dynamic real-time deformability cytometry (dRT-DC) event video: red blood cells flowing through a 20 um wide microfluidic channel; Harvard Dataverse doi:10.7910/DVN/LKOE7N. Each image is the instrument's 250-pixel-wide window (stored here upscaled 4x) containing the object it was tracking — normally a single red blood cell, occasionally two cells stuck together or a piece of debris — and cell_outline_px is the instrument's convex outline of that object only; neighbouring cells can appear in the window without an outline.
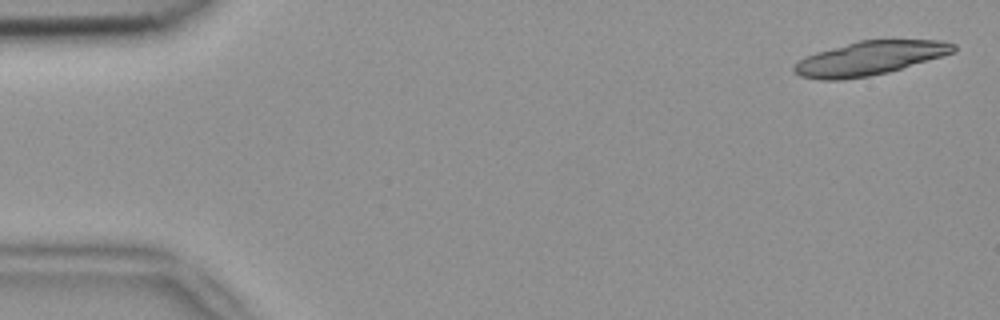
{"species": "common noctule bat (a hibernating species)", "species_latin": "Nyctalus noctula", "temperature_condition": "room temperature", "stored_images_in_passage": 3, "camera_frame_rate_fps": 3000, "um_per_image_px": 0.085, "animal": {"sex": "female", "body_mass_g": 18.4}, "frame": {"image": 1, "passage_image": 1, "time_ms": 0.0, "image_size_px": [1000, 320], "cell_outline_px": [[956, 52], [888, 72], [868, 76], [840, 80], [820, 80], [800, 76], [792, 68], [792, 64], [804, 56], [816, 52], [860, 40], [940, 40], [956, 44]], "centroid_in_image_um": [73.89, 4.95], "position_along_channel_um": 11.1, "area_um2": 31.44}}